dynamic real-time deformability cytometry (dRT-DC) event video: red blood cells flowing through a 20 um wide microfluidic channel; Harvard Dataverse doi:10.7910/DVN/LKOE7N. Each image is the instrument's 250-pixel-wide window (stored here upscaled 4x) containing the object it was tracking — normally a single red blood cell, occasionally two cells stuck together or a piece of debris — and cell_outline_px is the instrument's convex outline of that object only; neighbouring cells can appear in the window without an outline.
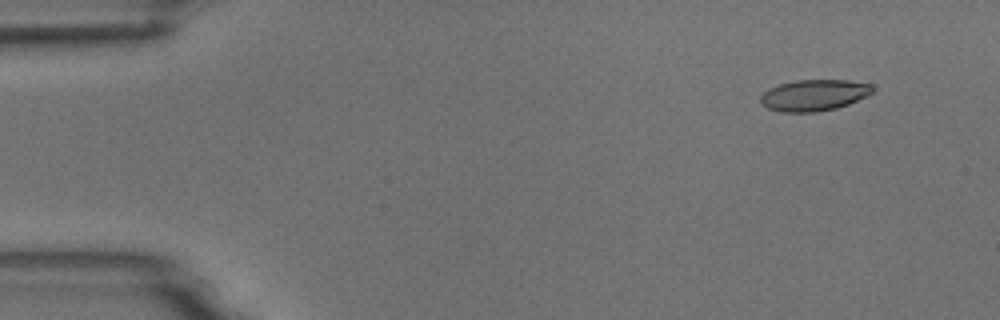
{"species": "common noctule bat (a hibernating species)", "species_latin": "Nyctalus noctula", "temperature_condition": "room temperature", "stored_images_in_passage": 4, "camera_frame_rate_fps": 3000, "um_per_image_px": 0.085, "animal": {"sex": "male", "body_mass_g": 18.8}, "frame": {"image": 1, "passage_image": 1, "time_ms": 0.0, "image_size_px": [1000, 320], "cell_outline_px": [[872, 92], [848, 104], [836, 108], [816, 112], [780, 112], [768, 108], [760, 104], [760, 96], [768, 88], [780, 84], [796, 80], [848, 80], [872, 84]], "centroid_in_image_um": [69.13, 8.09], "position_along_channel_um": 15.9, "area_um2": 20.35}}
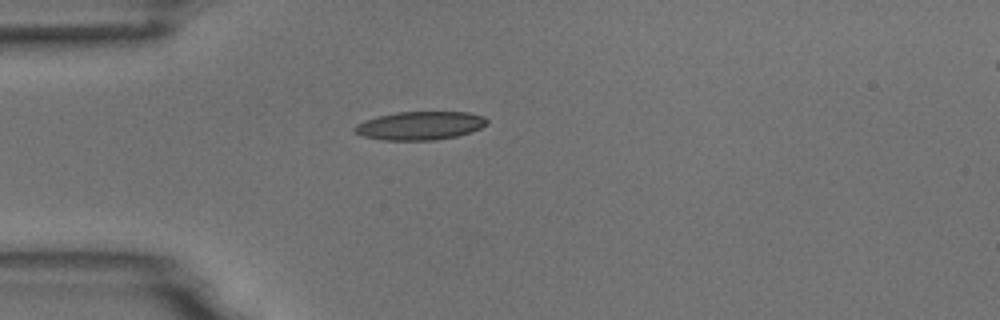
{"frame": {"image": 2, "passage_image": 4, "time_ms": 3.333, "image_size_px": [1000, 320], "cell_outline_px": [[488, 124], [480, 128], [456, 136], [436, 140], [380, 140], [360, 136], [352, 128], [356, 124], [364, 120], [376, 116], [396, 112], [468, 112], [484, 116], [488, 120]], "centroid_in_image_um": [35.66, 10.68], "position_along_channel_um": 49.3, "area_um2": 22.08}}